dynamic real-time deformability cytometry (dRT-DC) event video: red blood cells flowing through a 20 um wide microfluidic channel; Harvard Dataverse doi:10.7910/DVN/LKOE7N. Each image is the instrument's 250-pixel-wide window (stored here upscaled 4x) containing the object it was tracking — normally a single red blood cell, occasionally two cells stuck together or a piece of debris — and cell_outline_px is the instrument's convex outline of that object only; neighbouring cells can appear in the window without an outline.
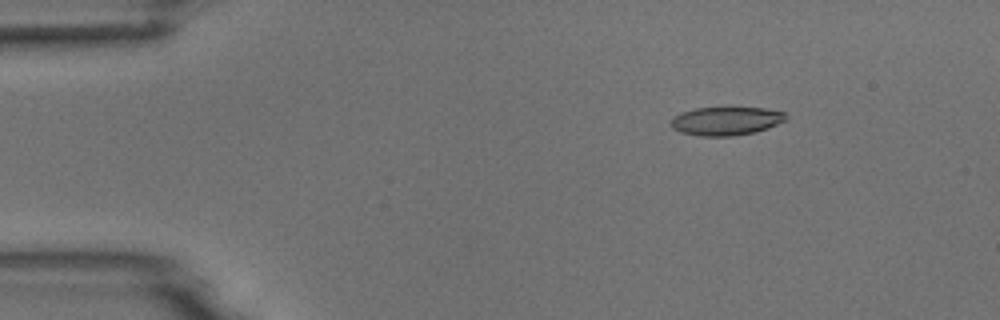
{"species": "common noctule bat (a hibernating species)", "species_latin": "Nyctalus noctula", "temperature_condition": "room temperature", "stored_images_in_passage": 4, "camera_frame_rate_fps": 3000, "um_per_image_px": 0.085, "animal": {"sex": "male", "body_mass_g": 18.8}, "frame": {"image": 1, "passage_image": 2, "time_ms": 2.333, "image_size_px": [1000, 320], "cell_outline_px": [[788, 120], [768, 128], [756, 132], [732, 136], [700, 136], [680, 132], [672, 128], [672, 120], [680, 112], [696, 108], [764, 108], [784, 112], [788, 116]], "centroid_in_image_um": [61.76, 10.29], "position_along_channel_um": 23.2, "area_um2": 19.07}}